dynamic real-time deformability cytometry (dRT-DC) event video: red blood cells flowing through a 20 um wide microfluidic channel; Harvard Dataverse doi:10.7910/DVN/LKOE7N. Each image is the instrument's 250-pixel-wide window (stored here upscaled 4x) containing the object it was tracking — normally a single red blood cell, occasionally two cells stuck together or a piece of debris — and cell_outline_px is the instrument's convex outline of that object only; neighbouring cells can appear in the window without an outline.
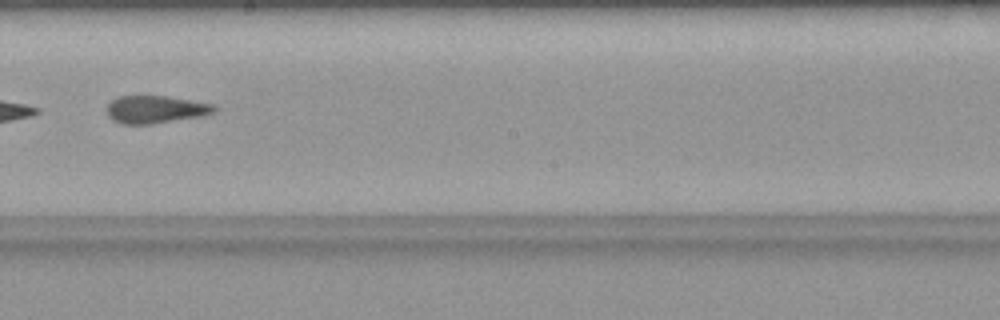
{"species": "common noctule bat (a hibernating species)", "species_latin": "Nyctalus noctula", "temperature_condition": "warm", "stored_images_in_passage": 27, "camera_frame_rate_fps": 3000, "um_per_image_px": 0.085, "animal": {"sex": "female", "body_mass_g": 19.9}, "frame": {"image": 1, "passage_image": 12, "time_ms": 3.667, "image_size_px": [1000, 320], "cell_outline_px": [[216, 112], [204, 116], [152, 124], [120, 124], [112, 120], [108, 116], [108, 104], [112, 100], [120, 96], [168, 96], [212, 104], [216, 108]], "centroid_in_image_um": [13.23, 9.31], "position_along_channel_um": 235.0, "area_um2": 17.34}}